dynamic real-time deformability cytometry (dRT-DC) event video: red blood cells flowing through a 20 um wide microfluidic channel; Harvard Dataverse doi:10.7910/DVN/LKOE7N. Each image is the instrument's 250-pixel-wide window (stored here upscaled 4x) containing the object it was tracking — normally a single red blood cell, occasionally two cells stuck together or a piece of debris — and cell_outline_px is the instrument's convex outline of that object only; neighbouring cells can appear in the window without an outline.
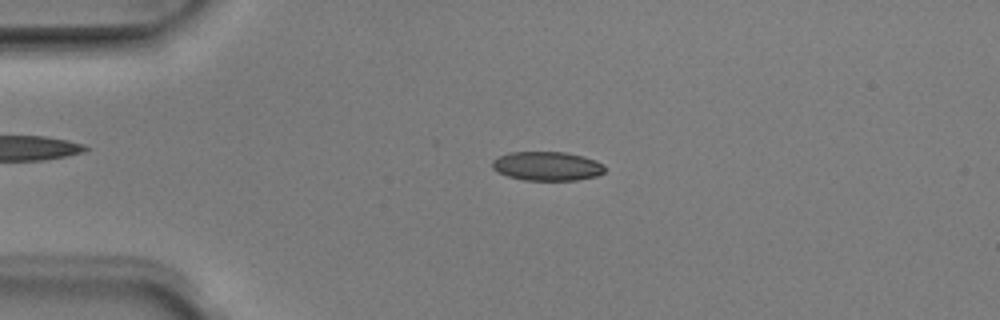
{"species": "Egyptian fruit bat (a non-hibernating species)", "species_latin": "Rousettus aegyptiacus", "temperature_condition": "room temperature", "stored_images_in_passage": 4, "camera_frame_rate_fps": 3000, "um_per_image_px": 0.085, "animal": {"sex": "male"}, "frame": {"image": 1, "passage_image": 3, "time_ms": 0.667, "image_size_px": [1000, 320], "cell_outline_px": [[604, 172], [596, 176], [576, 180], [524, 180], [508, 176], [496, 172], [492, 168], [492, 160], [496, 156], [508, 152], [564, 152], [584, 156], [596, 160], [604, 164]], "centroid_in_image_um": [46.47, 14.11], "position_along_channel_um": 38.5, "area_um2": 19.25}}
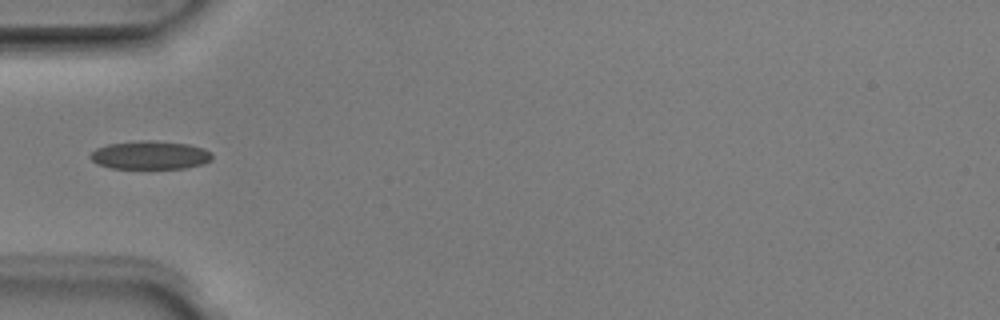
{"frame": {"image": 2, "passage_image": 4, "time_ms": 1.0, "image_size_px": [1000, 320], "cell_outline_px": [[212, 160], [204, 164], [184, 168], [112, 168], [96, 164], [88, 156], [96, 148], [108, 144], [140, 140], [156, 140], [188, 144], [204, 148], [212, 152]], "centroid_in_image_um": [12.77, 13.18], "position_along_channel_um": 72.2, "area_um2": 20.35}}